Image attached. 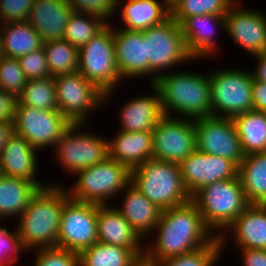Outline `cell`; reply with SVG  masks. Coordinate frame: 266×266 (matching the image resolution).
Returning a JSON list of instances; mask_svg holds the SVG:
<instances>
[{"label":"cell","instance_id":"cell-33","mask_svg":"<svg viewBox=\"0 0 266 266\" xmlns=\"http://www.w3.org/2000/svg\"><path fill=\"white\" fill-rule=\"evenodd\" d=\"M49 72L52 77L79 70V49L66 40L43 42Z\"/></svg>","mask_w":266,"mask_h":266},{"label":"cell","instance_id":"cell-47","mask_svg":"<svg viewBox=\"0 0 266 266\" xmlns=\"http://www.w3.org/2000/svg\"><path fill=\"white\" fill-rule=\"evenodd\" d=\"M257 59V67L254 68L256 69V71L254 70L253 72H251L252 74V78L255 81H262V82H266V52L264 53H260V54H255L252 55Z\"/></svg>","mask_w":266,"mask_h":266},{"label":"cell","instance_id":"cell-10","mask_svg":"<svg viewBox=\"0 0 266 266\" xmlns=\"http://www.w3.org/2000/svg\"><path fill=\"white\" fill-rule=\"evenodd\" d=\"M82 126L84 124H71L55 146L58 163L74 175L108 157V138L84 132Z\"/></svg>","mask_w":266,"mask_h":266},{"label":"cell","instance_id":"cell-12","mask_svg":"<svg viewBox=\"0 0 266 266\" xmlns=\"http://www.w3.org/2000/svg\"><path fill=\"white\" fill-rule=\"evenodd\" d=\"M98 204L68 199L63 206L57 247L79 254L98 241Z\"/></svg>","mask_w":266,"mask_h":266},{"label":"cell","instance_id":"cell-16","mask_svg":"<svg viewBox=\"0 0 266 266\" xmlns=\"http://www.w3.org/2000/svg\"><path fill=\"white\" fill-rule=\"evenodd\" d=\"M179 166L183 183L190 196L202 187L238 176V166L233 161L197 149Z\"/></svg>","mask_w":266,"mask_h":266},{"label":"cell","instance_id":"cell-9","mask_svg":"<svg viewBox=\"0 0 266 266\" xmlns=\"http://www.w3.org/2000/svg\"><path fill=\"white\" fill-rule=\"evenodd\" d=\"M210 73L213 116L233 118L253 110L251 71L225 68Z\"/></svg>","mask_w":266,"mask_h":266},{"label":"cell","instance_id":"cell-31","mask_svg":"<svg viewBox=\"0 0 266 266\" xmlns=\"http://www.w3.org/2000/svg\"><path fill=\"white\" fill-rule=\"evenodd\" d=\"M232 120L245 155L266 151V112L251 110Z\"/></svg>","mask_w":266,"mask_h":266},{"label":"cell","instance_id":"cell-17","mask_svg":"<svg viewBox=\"0 0 266 266\" xmlns=\"http://www.w3.org/2000/svg\"><path fill=\"white\" fill-rule=\"evenodd\" d=\"M234 2L225 15V32L251 55L266 52V15Z\"/></svg>","mask_w":266,"mask_h":266},{"label":"cell","instance_id":"cell-37","mask_svg":"<svg viewBox=\"0 0 266 266\" xmlns=\"http://www.w3.org/2000/svg\"><path fill=\"white\" fill-rule=\"evenodd\" d=\"M224 246L220 238L216 237L210 244L192 252L171 257L161 262H155V266H213L222 255Z\"/></svg>","mask_w":266,"mask_h":266},{"label":"cell","instance_id":"cell-6","mask_svg":"<svg viewBox=\"0 0 266 266\" xmlns=\"http://www.w3.org/2000/svg\"><path fill=\"white\" fill-rule=\"evenodd\" d=\"M69 198L79 202L107 205L106 202L131 183V169L107 157L103 162L76 173Z\"/></svg>","mask_w":266,"mask_h":266},{"label":"cell","instance_id":"cell-5","mask_svg":"<svg viewBox=\"0 0 266 266\" xmlns=\"http://www.w3.org/2000/svg\"><path fill=\"white\" fill-rule=\"evenodd\" d=\"M191 201L217 237L250 205L238 176L202 187L191 196Z\"/></svg>","mask_w":266,"mask_h":266},{"label":"cell","instance_id":"cell-45","mask_svg":"<svg viewBox=\"0 0 266 266\" xmlns=\"http://www.w3.org/2000/svg\"><path fill=\"white\" fill-rule=\"evenodd\" d=\"M252 99L253 110L266 112V82L253 79Z\"/></svg>","mask_w":266,"mask_h":266},{"label":"cell","instance_id":"cell-26","mask_svg":"<svg viewBox=\"0 0 266 266\" xmlns=\"http://www.w3.org/2000/svg\"><path fill=\"white\" fill-rule=\"evenodd\" d=\"M152 132H121L108 139V157L131 170L145 160L152 159Z\"/></svg>","mask_w":266,"mask_h":266},{"label":"cell","instance_id":"cell-25","mask_svg":"<svg viewBox=\"0 0 266 266\" xmlns=\"http://www.w3.org/2000/svg\"><path fill=\"white\" fill-rule=\"evenodd\" d=\"M122 194H124L123 204L121 208L116 206V209L138 235L146 240L145 238H148V235L153 233L157 226L162 210L131 183L124 188L120 195Z\"/></svg>","mask_w":266,"mask_h":266},{"label":"cell","instance_id":"cell-30","mask_svg":"<svg viewBox=\"0 0 266 266\" xmlns=\"http://www.w3.org/2000/svg\"><path fill=\"white\" fill-rule=\"evenodd\" d=\"M1 35L5 57L18 58L43 47L40 35L27 21L3 23Z\"/></svg>","mask_w":266,"mask_h":266},{"label":"cell","instance_id":"cell-34","mask_svg":"<svg viewBox=\"0 0 266 266\" xmlns=\"http://www.w3.org/2000/svg\"><path fill=\"white\" fill-rule=\"evenodd\" d=\"M17 100L20 105L32 108L58 110L54 77L28 80Z\"/></svg>","mask_w":266,"mask_h":266},{"label":"cell","instance_id":"cell-48","mask_svg":"<svg viewBox=\"0 0 266 266\" xmlns=\"http://www.w3.org/2000/svg\"><path fill=\"white\" fill-rule=\"evenodd\" d=\"M14 132V122H0V152Z\"/></svg>","mask_w":266,"mask_h":266},{"label":"cell","instance_id":"cell-40","mask_svg":"<svg viewBox=\"0 0 266 266\" xmlns=\"http://www.w3.org/2000/svg\"><path fill=\"white\" fill-rule=\"evenodd\" d=\"M35 266H79L77 253L59 247L35 249ZM37 252V253H36Z\"/></svg>","mask_w":266,"mask_h":266},{"label":"cell","instance_id":"cell-27","mask_svg":"<svg viewBox=\"0 0 266 266\" xmlns=\"http://www.w3.org/2000/svg\"><path fill=\"white\" fill-rule=\"evenodd\" d=\"M121 11L123 29L143 31L159 25L171 16L164 0H127Z\"/></svg>","mask_w":266,"mask_h":266},{"label":"cell","instance_id":"cell-35","mask_svg":"<svg viewBox=\"0 0 266 266\" xmlns=\"http://www.w3.org/2000/svg\"><path fill=\"white\" fill-rule=\"evenodd\" d=\"M107 25L98 17L73 12L66 25L63 39L80 49Z\"/></svg>","mask_w":266,"mask_h":266},{"label":"cell","instance_id":"cell-8","mask_svg":"<svg viewBox=\"0 0 266 266\" xmlns=\"http://www.w3.org/2000/svg\"><path fill=\"white\" fill-rule=\"evenodd\" d=\"M142 32L149 75H154L149 83H154L163 75V70L193 59L187 51L180 24L171 16L163 23Z\"/></svg>","mask_w":266,"mask_h":266},{"label":"cell","instance_id":"cell-44","mask_svg":"<svg viewBox=\"0 0 266 266\" xmlns=\"http://www.w3.org/2000/svg\"><path fill=\"white\" fill-rule=\"evenodd\" d=\"M17 98L0 88V122H14Z\"/></svg>","mask_w":266,"mask_h":266},{"label":"cell","instance_id":"cell-29","mask_svg":"<svg viewBox=\"0 0 266 266\" xmlns=\"http://www.w3.org/2000/svg\"><path fill=\"white\" fill-rule=\"evenodd\" d=\"M238 177L248 203L266 205V151L245 155Z\"/></svg>","mask_w":266,"mask_h":266},{"label":"cell","instance_id":"cell-3","mask_svg":"<svg viewBox=\"0 0 266 266\" xmlns=\"http://www.w3.org/2000/svg\"><path fill=\"white\" fill-rule=\"evenodd\" d=\"M153 84L159 91L165 116H172V111L179 118L182 116L191 120L213 116L208 74L202 75L196 71L166 72Z\"/></svg>","mask_w":266,"mask_h":266},{"label":"cell","instance_id":"cell-15","mask_svg":"<svg viewBox=\"0 0 266 266\" xmlns=\"http://www.w3.org/2000/svg\"><path fill=\"white\" fill-rule=\"evenodd\" d=\"M197 150L227 158L237 166L245 158L232 118L204 117L194 120Z\"/></svg>","mask_w":266,"mask_h":266},{"label":"cell","instance_id":"cell-36","mask_svg":"<svg viewBox=\"0 0 266 266\" xmlns=\"http://www.w3.org/2000/svg\"><path fill=\"white\" fill-rule=\"evenodd\" d=\"M233 3L232 0H181L171 9V17L181 24L190 16H225Z\"/></svg>","mask_w":266,"mask_h":266},{"label":"cell","instance_id":"cell-42","mask_svg":"<svg viewBox=\"0 0 266 266\" xmlns=\"http://www.w3.org/2000/svg\"><path fill=\"white\" fill-rule=\"evenodd\" d=\"M25 250L17 230L11 232L0 226V266H10L18 261L19 253Z\"/></svg>","mask_w":266,"mask_h":266},{"label":"cell","instance_id":"cell-19","mask_svg":"<svg viewBox=\"0 0 266 266\" xmlns=\"http://www.w3.org/2000/svg\"><path fill=\"white\" fill-rule=\"evenodd\" d=\"M115 59L123 78L149 76L143 32L113 27Z\"/></svg>","mask_w":266,"mask_h":266},{"label":"cell","instance_id":"cell-38","mask_svg":"<svg viewBox=\"0 0 266 266\" xmlns=\"http://www.w3.org/2000/svg\"><path fill=\"white\" fill-rule=\"evenodd\" d=\"M24 71L17 58L3 56L0 59V88L18 98L27 84Z\"/></svg>","mask_w":266,"mask_h":266},{"label":"cell","instance_id":"cell-43","mask_svg":"<svg viewBox=\"0 0 266 266\" xmlns=\"http://www.w3.org/2000/svg\"><path fill=\"white\" fill-rule=\"evenodd\" d=\"M35 0H0L1 24L27 21Z\"/></svg>","mask_w":266,"mask_h":266},{"label":"cell","instance_id":"cell-4","mask_svg":"<svg viewBox=\"0 0 266 266\" xmlns=\"http://www.w3.org/2000/svg\"><path fill=\"white\" fill-rule=\"evenodd\" d=\"M131 184L161 210L191 201L176 163L147 159L131 170Z\"/></svg>","mask_w":266,"mask_h":266},{"label":"cell","instance_id":"cell-23","mask_svg":"<svg viewBox=\"0 0 266 266\" xmlns=\"http://www.w3.org/2000/svg\"><path fill=\"white\" fill-rule=\"evenodd\" d=\"M36 151L25 138L14 132L0 152V174L29 180L40 188L46 187L36 179Z\"/></svg>","mask_w":266,"mask_h":266},{"label":"cell","instance_id":"cell-41","mask_svg":"<svg viewBox=\"0 0 266 266\" xmlns=\"http://www.w3.org/2000/svg\"><path fill=\"white\" fill-rule=\"evenodd\" d=\"M17 59L28 80L51 77L43 47Z\"/></svg>","mask_w":266,"mask_h":266},{"label":"cell","instance_id":"cell-18","mask_svg":"<svg viewBox=\"0 0 266 266\" xmlns=\"http://www.w3.org/2000/svg\"><path fill=\"white\" fill-rule=\"evenodd\" d=\"M97 235L100 243L130 249L139 259L145 256L143 239L114 206L98 205Z\"/></svg>","mask_w":266,"mask_h":266},{"label":"cell","instance_id":"cell-28","mask_svg":"<svg viewBox=\"0 0 266 266\" xmlns=\"http://www.w3.org/2000/svg\"><path fill=\"white\" fill-rule=\"evenodd\" d=\"M39 189L29 180L0 174V220L19 217Z\"/></svg>","mask_w":266,"mask_h":266},{"label":"cell","instance_id":"cell-2","mask_svg":"<svg viewBox=\"0 0 266 266\" xmlns=\"http://www.w3.org/2000/svg\"><path fill=\"white\" fill-rule=\"evenodd\" d=\"M68 199L67 189L57 183L40 188L31 198L27 208L17 217L20 220L16 230L26 251L57 247L61 212Z\"/></svg>","mask_w":266,"mask_h":266},{"label":"cell","instance_id":"cell-13","mask_svg":"<svg viewBox=\"0 0 266 266\" xmlns=\"http://www.w3.org/2000/svg\"><path fill=\"white\" fill-rule=\"evenodd\" d=\"M71 124L59 110H43L16 103L15 133L25 138L36 150L50 145L55 148Z\"/></svg>","mask_w":266,"mask_h":266},{"label":"cell","instance_id":"cell-14","mask_svg":"<svg viewBox=\"0 0 266 266\" xmlns=\"http://www.w3.org/2000/svg\"><path fill=\"white\" fill-rule=\"evenodd\" d=\"M152 158L180 164L197 149L194 120L164 116L152 130Z\"/></svg>","mask_w":266,"mask_h":266},{"label":"cell","instance_id":"cell-46","mask_svg":"<svg viewBox=\"0 0 266 266\" xmlns=\"http://www.w3.org/2000/svg\"><path fill=\"white\" fill-rule=\"evenodd\" d=\"M243 266H266L265 249H241Z\"/></svg>","mask_w":266,"mask_h":266},{"label":"cell","instance_id":"cell-24","mask_svg":"<svg viewBox=\"0 0 266 266\" xmlns=\"http://www.w3.org/2000/svg\"><path fill=\"white\" fill-rule=\"evenodd\" d=\"M154 95L138 96L120 109L121 132L150 131L165 116L157 87L150 83Z\"/></svg>","mask_w":266,"mask_h":266},{"label":"cell","instance_id":"cell-39","mask_svg":"<svg viewBox=\"0 0 266 266\" xmlns=\"http://www.w3.org/2000/svg\"><path fill=\"white\" fill-rule=\"evenodd\" d=\"M74 12L98 17L107 24L109 18L119 10L122 0H68Z\"/></svg>","mask_w":266,"mask_h":266},{"label":"cell","instance_id":"cell-7","mask_svg":"<svg viewBox=\"0 0 266 266\" xmlns=\"http://www.w3.org/2000/svg\"><path fill=\"white\" fill-rule=\"evenodd\" d=\"M78 57V71L104 92V100H108L122 80L115 59L113 27L108 24L81 47Z\"/></svg>","mask_w":266,"mask_h":266},{"label":"cell","instance_id":"cell-51","mask_svg":"<svg viewBox=\"0 0 266 266\" xmlns=\"http://www.w3.org/2000/svg\"><path fill=\"white\" fill-rule=\"evenodd\" d=\"M1 27V25H0ZM4 56L3 53V45H2V35H1V29H0V59Z\"/></svg>","mask_w":266,"mask_h":266},{"label":"cell","instance_id":"cell-50","mask_svg":"<svg viewBox=\"0 0 266 266\" xmlns=\"http://www.w3.org/2000/svg\"><path fill=\"white\" fill-rule=\"evenodd\" d=\"M167 7L171 10L181 0H164Z\"/></svg>","mask_w":266,"mask_h":266},{"label":"cell","instance_id":"cell-32","mask_svg":"<svg viewBox=\"0 0 266 266\" xmlns=\"http://www.w3.org/2000/svg\"><path fill=\"white\" fill-rule=\"evenodd\" d=\"M78 257L79 266H134L140 260L130 249L98 241Z\"/></svg>","mask_w":266,"mask_h":266},{"label":"cell","instance_id":"cell-20","mask_svg":"<svg viewBox=\"0 0 266 266\" xmlns=\"http://www.w3.org/2000/svg\"><path fill=\"white\" fill-rule=\"evenodd\" d=\"M73 12L68 0H35L27 22L43 42L62 40Z\"/></svg>","mask_w":266,"mask_h":266},{"label":"cell","instance_id":"cell-21","mask_svg":"<svg viewBox=\"0 0 266 266\" xmlns=\"http://www.w3.org/2000/svg\"><path fill=\"white\" fill-rule=\"evenodd\" d=\"M215 25L225 31V16H190L180 24L187 51L193 60L204 57L206 59L207 56L209 58L218 53L217 41L214 38Z\"/></svg>","mask_w":266,"mask_h":266},{"label":"cell","instance_id":"cell-11","mask_svg":"<svg viewBox=\"0 0 266 266\" xmlns=\"http://www.w3.org/2000/svg\"><path fill=\"white\" fill-rule=\"evenodd\" d=\"M54 81L58 110L72 124L85 125L91 111L107 102L104 100L105 93L79 71L56 76Z\"/></svg>","mask_w":266,"mask_h":266},{"label":"cell","instance_id":"cell-49","mask_svg":"<svg viewBox=\"0 0 266 266\" xmlns=\"http://www.w3.org/2000/svg\"><path fill=\"white\" fill-rule=\"evenodd\" d=\"M134 266H155L154 263L147 261L145 258L140 259Z\"/></svg>","mask_w":266,"mask_h":266},{"label":"cell","instance_id":"cell-1","mask_svg":"<svg viewBox=\"0 0 266 266\" xmlns=\"http://www.w3.org/2000/svg\"><path fill=\"white\" fill-rule=\"evenodd\" d=\"M153 233H156L155 242L145 246L144 256L151 263L192 252L217 237L211 234L213 232L206 226L192 201L162 210Z\"/></svg>","mask_w":266,"mask_h":266},{"label":"cell","instance_id":"cell-22","mask_svg":"<svg viewBox=\"0 0 266 266\" xmlns=\"http://www.w3.org/2000/svg\"><path fill=\"white\" fill-rule=\"evenodd\" d=\"M228 231L234 234L235 247L266 250V205L250 204L219 236L222 246L227 244Z\"/></svg>","mask_w":266,"mask_h":266}]
</instances>
